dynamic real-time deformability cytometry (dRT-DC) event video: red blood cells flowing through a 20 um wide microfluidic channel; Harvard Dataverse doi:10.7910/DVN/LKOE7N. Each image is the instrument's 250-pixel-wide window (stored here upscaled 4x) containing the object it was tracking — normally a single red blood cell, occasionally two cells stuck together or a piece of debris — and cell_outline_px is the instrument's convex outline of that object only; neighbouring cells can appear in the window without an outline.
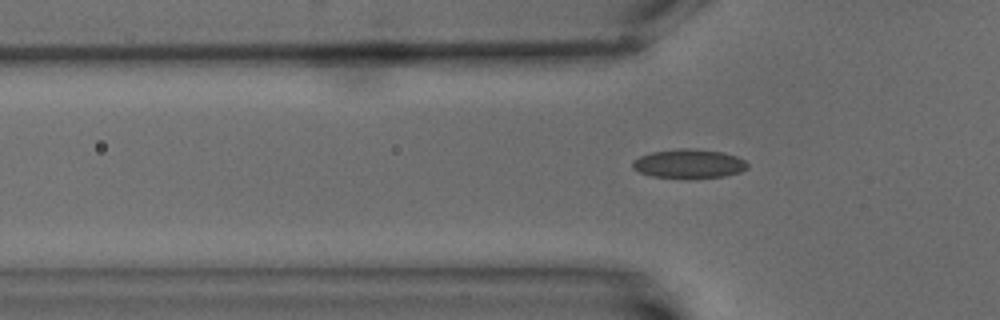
{"species": "common noctule bat (a hibernating species)", "species_latin": "Nyctalus noctula", "temperature_condition": "warm", "stored_images_in_passage": 8, "segment_of_instrument_passage": [2, 2], "camera_frame_rate_fps": 3000, "um_per_image_px": 0.085, "animal": {"sex": "male", "body_mass_g": 15.6}, "frame": {"image": 1, "passage_image": 8, "time_ms": 8.667, "image_size_px": [1000, 320], "cell_outline_px": [[748, 168], [740, 172], [724, 176], [688, 180], [652, 176], [640, 172], [632, 168], [632, 160], [640, 156], [652, 152], [680, 148], [696, 148], [724, 152], [736, 156], [744, 160], [748, 164]], "centroid_in_image_um": [58.56, 13.93], "position_along_channel_um": 67.2, "area_um2": 20.0}}